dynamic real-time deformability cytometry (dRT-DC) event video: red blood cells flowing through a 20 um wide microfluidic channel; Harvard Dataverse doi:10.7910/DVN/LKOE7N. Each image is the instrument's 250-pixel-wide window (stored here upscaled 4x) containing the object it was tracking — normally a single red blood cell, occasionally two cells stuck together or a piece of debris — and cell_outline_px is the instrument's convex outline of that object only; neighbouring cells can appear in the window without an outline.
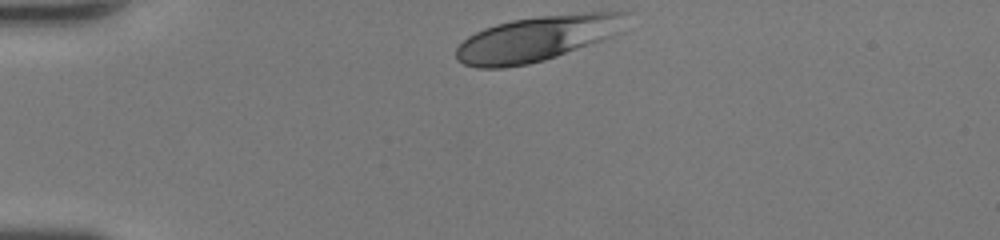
{"species": "human", "species_latin": "Homo sapiens", "temperature_condition": "room temperature", "stored_images_in_passage": 29, "camera_frame_rate_fps": 3000, "um_per_image_px": 0.085, "donor": {"sex": "female"}, "frame": {"image": 1, "passage_image": 1, "time_ms": 0.0, "image_size_px": [1000, 240], "cell_outline_px": [[628, 12], [624, 32], [556, 56], [544, 60], [528, 64], [500, 68], [476, 68], [464, 64], [456, 60], [456, 48], [468, 36], [484, 28], [496, 24], [512, 20], [540, 16], [584, 12]], "centroid_in_image_um": [45.67, 3.27], "position_along_channel_um": 39.3, "area_um2": 44.85}}
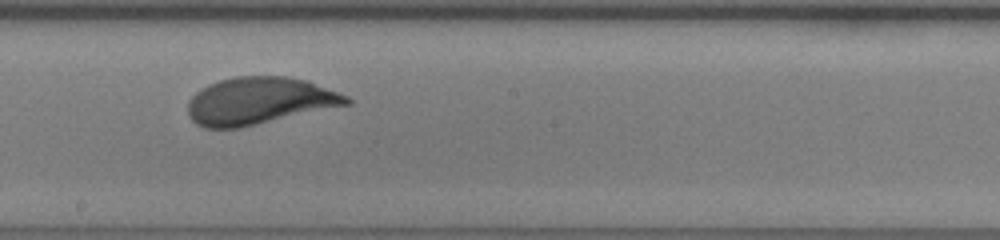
{"frame": {"image": 2, "passage_image": 17, "time_ms": 5.333, "image_size_px": [1000, 240], "cell_outline_px": [[352, 104], [240, 128], [204, 128], [196, 124], [188, 116], [188, 100], [196, 92], [208, 84], [220, 80], [236, 76], [288, 76], [308, 80], [348, 96], [352, 100]], "centroid_in_image_um": [22.05, 8.58], "position_along_channel_um": 226.1, "area_um2": 43.99}}
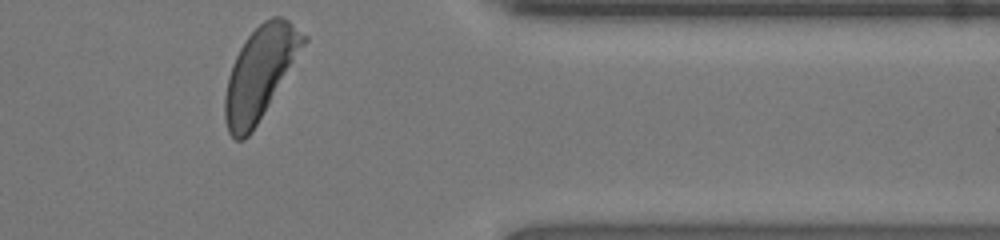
{"frame": {"image": 3, "passage_image": 29, "time_ms": 9.333, "image_size_px": [1000, 240], "cell_outline_px": [[308, 40], [252, 132], [244, 140], [236, 140], [228, 132], [224, 120], [224, 96], [228, 76], [232, 64], [240, 48], [248, 36], [264, 20], [272, 16], [284, 16], [308, 36]], "centroid_in_image_um": [22.1, 6.2], "position_along_channel_um": 389.3, "area_um2": 41.91}, "authors_computed_cell_mechanics": {"area_um2": 43.1766, "velocity_mm_per_s": 4.3918, "shape_relaxation_time_tau1_ms": 1.7252, "shape_relaxation_time_tau2_ms": null, "deformation_change_tau1": 0.1459, "deformation_change_tau2": null}}